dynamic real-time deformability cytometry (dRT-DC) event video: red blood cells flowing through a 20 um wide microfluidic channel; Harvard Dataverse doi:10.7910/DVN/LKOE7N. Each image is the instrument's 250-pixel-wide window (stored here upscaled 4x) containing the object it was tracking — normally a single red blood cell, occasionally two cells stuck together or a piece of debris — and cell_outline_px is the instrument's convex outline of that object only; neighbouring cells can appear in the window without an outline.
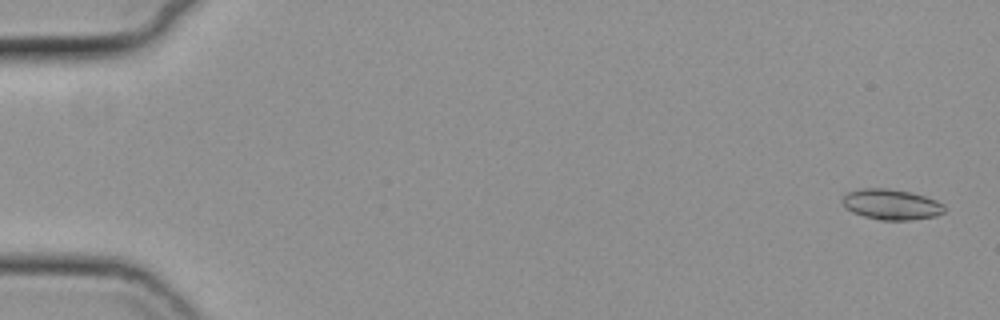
{"species": "common noctule bat (a hibernating species)", "species_latin": "Nyctalus noctula", "temperature_condition": "cold", "stored_images_in_passage": 10, "camera_frame_rate_fps": 3000, "um_per_image_px": 0.085, "animal": {"sex": "female", "body_mass_g": 19.3, "forearm_length_mm": 54.1}, "frame": {"image": 1, "passage_image": 2, "time_ms": 0.333, "image_size_px": [1000, 320], "cell_outline_px": [[944, 212], [936, 216], [912, 220], [880, 220], [864, 216], [852, 212], [844, 208], [840, 200], [848, 192], [860, 188], [888, 188], [912, 192], [936, 200], [944, 204]], "centroid_in_image_um": [75.74, 17.37], "position_along_channel_um": 9.3, "area_um2": 18.38}}